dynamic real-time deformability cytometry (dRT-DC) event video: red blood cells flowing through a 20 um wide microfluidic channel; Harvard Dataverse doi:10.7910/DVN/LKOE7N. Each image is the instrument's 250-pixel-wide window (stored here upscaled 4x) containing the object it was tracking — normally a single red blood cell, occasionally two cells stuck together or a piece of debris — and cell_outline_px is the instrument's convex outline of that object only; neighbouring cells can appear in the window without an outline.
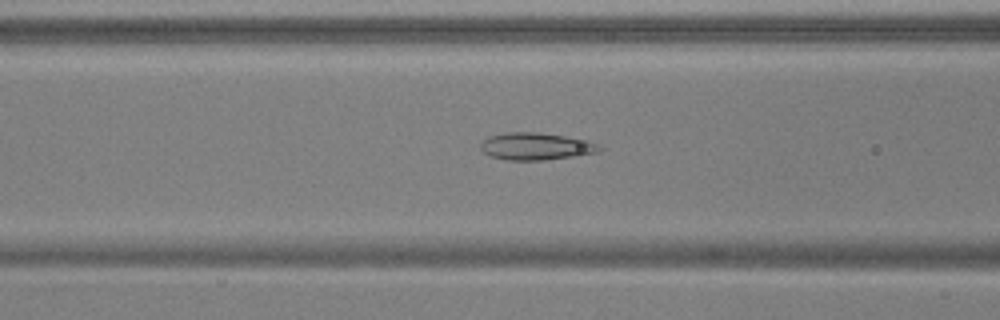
{"species": "common noctule bat (a hibernating species)", "species_latin": "Nyctalus noctula", "temperature_condition": "warm", "stored_images_in_passage": 52, "camera_frame_rate_fps": 3000, "um_per_image_px": 0.085, "animal": {"sex": "male", "body_mass_g": 17.9, "forearm_length_mm": 54.2}, "frame": {"image": 1, "passage_image": 21, "time_ms": 6.667, "image_size_px": [1000, 320], "cell_outline_px": [[604, 148], [600, 152], [576, 156], [544, 160], [508, 160], [492, 156], [484, 152], [480, 148], [480, 144], [488, 136], [504, 132], [536, 132], [564, 136], [588, 140]], "centroid_in_image_um": [45.57, 12.44], "position_along_channel_um": 121.0, "area_um2": 18.9}}
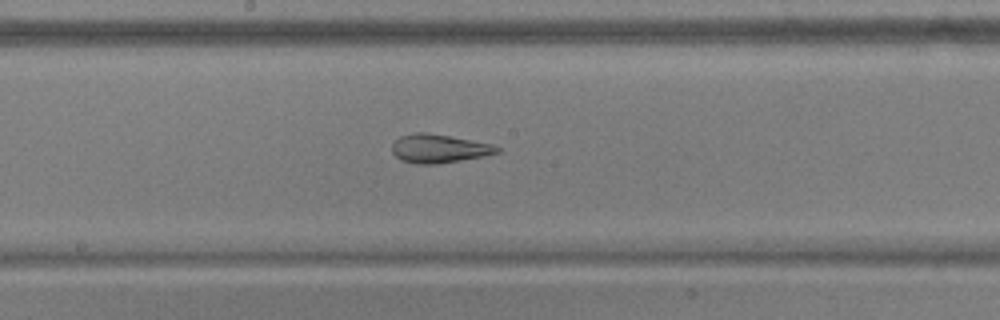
{"frame": {"image": 2, "passage_image": 28, "time_ms": 9.0, "image_size_px": [1000, 320], "cell_outline_px": [[500, 152], [484, 156], [436, 164], [416, 164], [400, 160], [392, 152], [392, 144], [400, 136], [416, 132], [428, 132], [492, 144], [500, 148]], "centroid_in_image_um": [37.29, 12.63], "position_along_channel_um": 210.9, "area_um2": 17.46}}
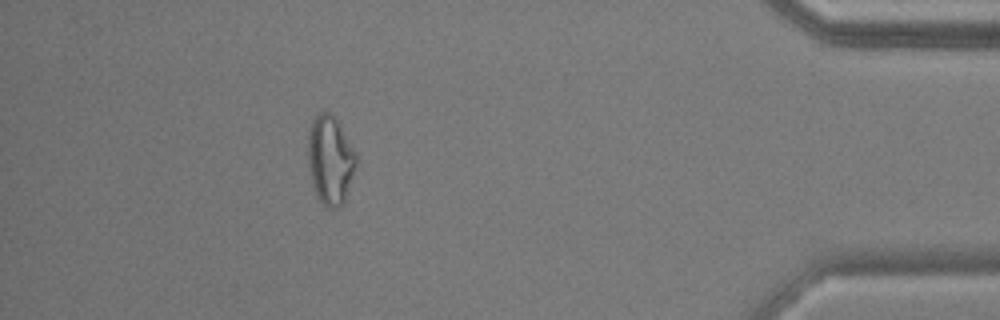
{"frame": {"image": 3, "passage_image": 47, "time_ms": 15.333, "image_size_px": [1000, 320], "cell_outline_px": [[356, 164], [344, 204], [340, 208], [324, 208], [316, 196], [312, 184], [308, 164], [308, 128], [312, 120], [320, 112], [328, 112], [336, 120], [356, 152]], "centroid_in_image_um": [28.05, 13.66], "position_along_channel_um": 407.2, "area_um2": 25.03}, "authors_computed_cell_mechanics": {"area_um2": 22.2819, "velocity_mm_per_s": 3.8453, "shape_relaxation_time_tau1_ms": null, "shape_relaxation_time_tau2_ms": 1.9212, "deformation_change_tau1": null, "deformation_change_tau2": 0.0928}}